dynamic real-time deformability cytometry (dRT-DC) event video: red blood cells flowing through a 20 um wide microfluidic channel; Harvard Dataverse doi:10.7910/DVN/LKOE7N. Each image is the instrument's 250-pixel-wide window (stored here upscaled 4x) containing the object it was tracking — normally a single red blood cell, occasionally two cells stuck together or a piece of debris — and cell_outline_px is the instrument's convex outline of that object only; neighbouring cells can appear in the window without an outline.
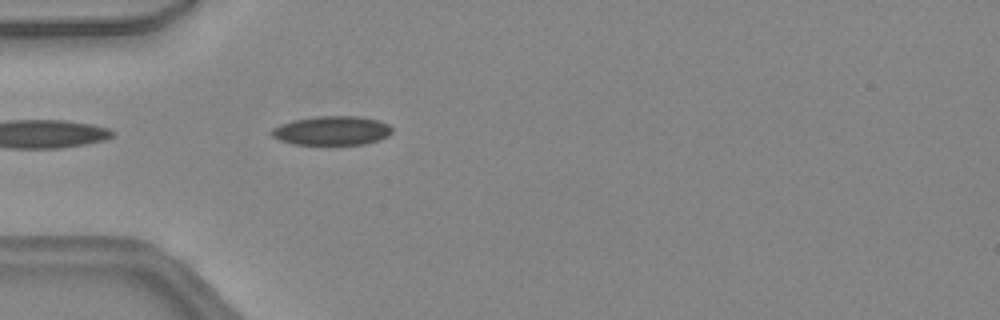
{"species": "common noctule bat (a hibernating species)", "species_latin": "Nyctalus noctula", "temperature_condition": "warm", "stored_images_in_passage": 7, "camera_frame_rate_fps": 3000, "um_per_image_px": 0.085, "animal": {"sex": "female", "body_mass_g": 24.6, "forearm_length_mm": 56.2}, "frame": {"image": 1, "passage_image": 1, "time_ms": 0.0, "image_size_px": [1000, 320], "cell_outline_px": [[392, 132], [388, 136], [380, 140], [364, 144], [292, 144], [280, 140], [272, 136], [268, 132], [272, 128], [280, 124], [296, 120], [320, 116], [356, 116], [376, 120], [388, 124], [392, 128]], "centroid_in_image_um": [28.2, 11.11], "position_along_channel_um": 56.8, "area_um2": 20.29}}